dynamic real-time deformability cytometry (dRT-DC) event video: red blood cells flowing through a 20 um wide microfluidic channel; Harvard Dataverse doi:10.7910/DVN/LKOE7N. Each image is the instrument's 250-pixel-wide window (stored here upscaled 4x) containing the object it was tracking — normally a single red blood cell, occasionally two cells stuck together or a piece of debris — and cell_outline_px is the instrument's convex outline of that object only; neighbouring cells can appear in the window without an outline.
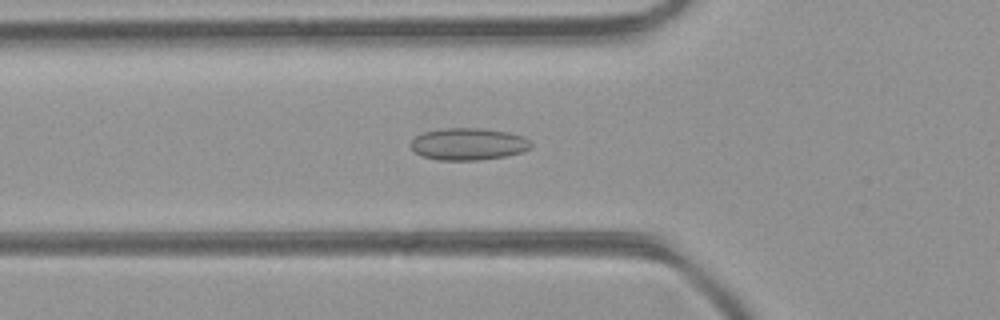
{"species": "common noctule bat (a hibernating species)", "species_latin": "Nyctalus noctula", "temperature_condition": "room temperature", "stored_images_in_passage": 47, "camera_frame_rate_fps": 3000, "um_per_image_px": 0.085, "animal": {"sex": "female", "body_mass_g": 21.9}, "frame": {"image": 1, "passage_image": 16, "time_ms": 5.0, "image_size_px": [1000, 320], "cell_outline_px": [[532, 148], [524, 152], [504, 156], [476, 160], [436, 160], [424, 156], [416, 152], [412, 148], [412, 140], [416, 136], [424, 132], [444, 128], [480, 128], [508, 132], [524, 136], [532, 144]], "centroid_in_image_um": [39.85, 12.24], "position_along_channel_um": 85.9, "area_um2": 22.37}}
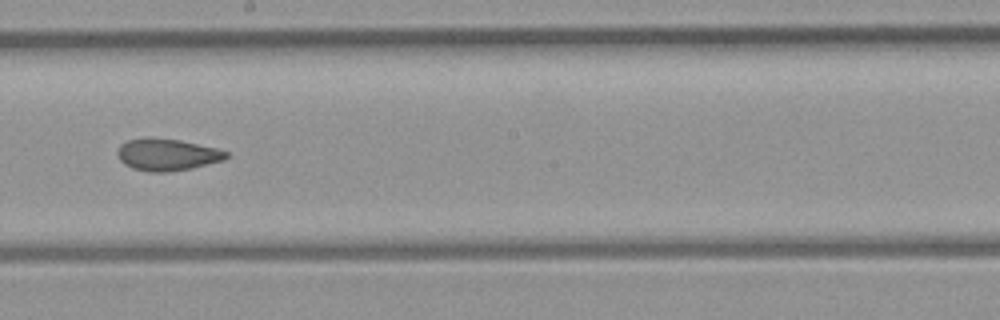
{"frame": {"image": 2, "passage_image": 26, "time_ms": 8.333, "image_size_px": [1000, 320], "cell_outline_px": [[228, 156], [224, 160], [192, 168], [168, 172], [148, 172], [132, 168], [124, 164], [120, 160], [116, 152], [120, 144], [128, 140], [180, 140], [216, 148], [228, 152]], "centroid_in_image_um": [14.22, 13.19], "position_along_channel_um": 234.0, "area_um2": 19.71}}
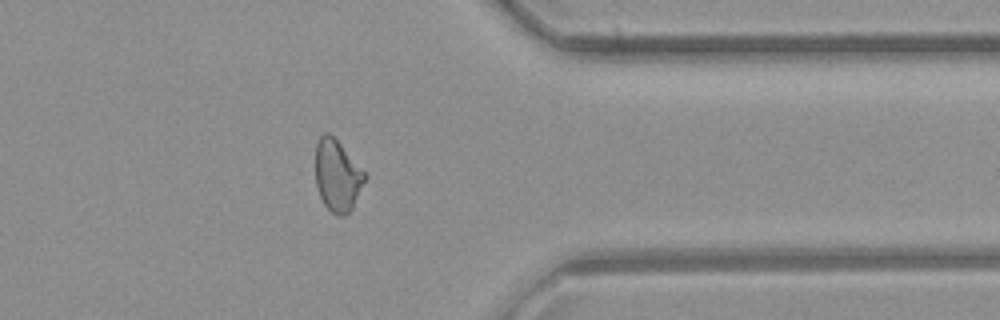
{"frame": {"image": 3, "passage_image": 37, "time_ms": 12.0, "image_size_px": [1000, 320], "cell_outline_px": [[368, 176], [352, 208], [344, 216], [336, 216], [324, 204], [320, 196], [316, 184], [316, 144], [320, 136], [324, 132], [328, 132], [368, 172]], "centroid_in_image_um": [28.71, 14.92], "position_along_channel_um": 382.7, "area_um2": 20.75}, "authors_computed_cell_mechanics": {"area_um2": 21.386, "velocity_mm_per_s": 4.4108, "shape_relaxation_time_tau1_ms": null, "shape_relaxation_time_tau2_ms": 2.0383, "deformation_change_tau1": null, "deformation_change_tau2": 0.0885}}